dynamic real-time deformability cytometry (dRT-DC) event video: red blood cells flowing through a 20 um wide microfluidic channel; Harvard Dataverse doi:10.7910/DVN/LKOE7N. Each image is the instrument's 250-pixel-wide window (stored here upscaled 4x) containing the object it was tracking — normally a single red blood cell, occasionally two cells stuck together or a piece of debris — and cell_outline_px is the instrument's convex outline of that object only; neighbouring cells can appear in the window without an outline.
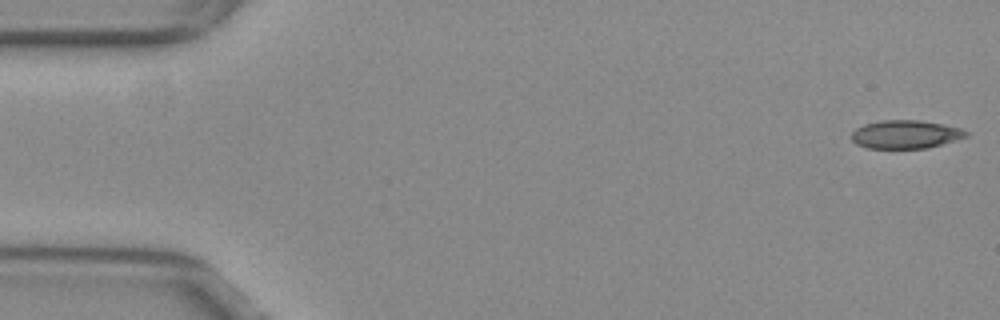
{"species": "common noctule bat (a hibernating species)", "species_latin": "Nyctalus noctula", "temperature_condition": "warm", "stored_images_in_passage": 5, "camera_frame_rate_fps": 3000, "um_per_image_px": 0.085, "animal": {"sex": "female", "body_mass_g": 29.2, "forearm_length_mm": 56.3}, "frame": {"image": 1, "passage_image": 1, "time_ms": 0.0, "image_size_px": [1000, 320], "cell_outline_px": [[968, 136], [956, 140], [928, 148], [868, 148], [856, 144], [852, 140], [852, 132], [856, 128], [864, 124], [880, 120], [920, 120], [944, 124], [960, 128], [968, 132]], "centroid_in_image_um": [76.97, 11.41], "position_along_channel_um": 8.0, "area_um2": 18.96}}